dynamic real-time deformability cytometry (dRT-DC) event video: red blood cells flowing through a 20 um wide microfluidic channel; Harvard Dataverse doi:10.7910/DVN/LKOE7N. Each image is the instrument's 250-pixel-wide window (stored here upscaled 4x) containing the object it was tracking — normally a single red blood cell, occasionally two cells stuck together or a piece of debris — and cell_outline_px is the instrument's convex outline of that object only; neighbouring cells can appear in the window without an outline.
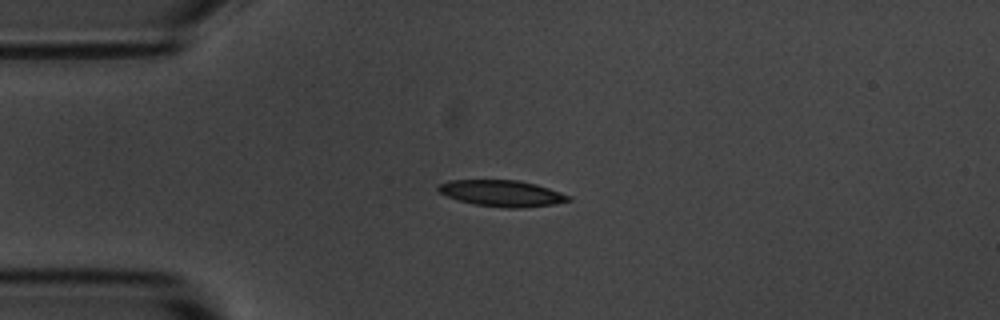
{"species": "common noctule bat (a hibernating species)", "species_latin": "Nyctalus noctula", "temperature_condition": "room temperature", "stored_images_in_passage": 2, "camera_frame_rate_fps": 3000, "um_per_image_px": 0.085, "animal": {"sex": "male", "body_mass_g": 20.1, "forearm_length_mm": 53.5}, "frame": {"image": 1, "passage_image": 2, "time_ms": 1.333, "image_size_px": [1000, 320], "cell_outline_px": [[572, 200], [552, 204], [520, 208], [508, 208], [476, 204], [460, 200], [448, 196], [440, 192], [436, 188], [440, 184], [448, 180], [520, 180], [536, 184], [572, 196]], "centroid_in_image_um": [42.69, 16.42], "position_along_channel_um": 42.3, "area_um2": 19.71}}